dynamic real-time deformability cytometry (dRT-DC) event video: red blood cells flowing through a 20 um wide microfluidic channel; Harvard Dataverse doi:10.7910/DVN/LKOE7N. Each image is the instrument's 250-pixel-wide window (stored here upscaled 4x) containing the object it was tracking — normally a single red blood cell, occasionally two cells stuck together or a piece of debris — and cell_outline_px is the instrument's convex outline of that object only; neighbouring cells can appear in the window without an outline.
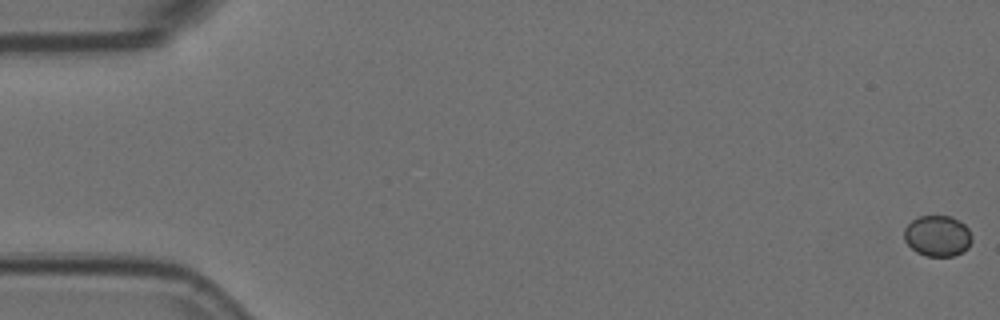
{"species": "Egyptian fruit bat (a non-hibernating species)", "species_latin": "Rousettus aegyptiacus", "temperature_condition": "room temperature", "stored_images_in_passage": 17, "camera_frame_rate_fps": 3000, "um_per_image_px": 0.085, "animal": {"sex": "female"}, "frame": {"image": 1, "passage_image": 1, "time_ms": 0.0, "image_size_px": [1000, 320], "cell_outline_px": [[972, 240], [968, 248], [952, 256], [924, 256], [916, 252], [904, 240], [904, 228], [912, 220], [920, 216], [952, 216], [960, 220], [968, 228], [972, 236]], "centroid_in_image_um": [79.69, 20.04], "position_along_channel_um": 5.3, "area_um2": 16.24}}